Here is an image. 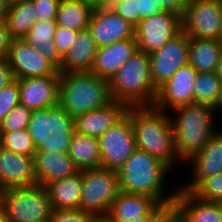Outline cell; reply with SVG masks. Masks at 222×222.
<instances>
[{
	"mask_svg": "<svg viewBox=\"0 0 222 222\" xmlns=\"http://www.w3.org/2000/svg\"><path fill=\"white\" fill-rule=\"evenodd\" d=\"M137 51L135 38L99 47L90 72L109 81Z\"/></svg>",
	"mask_w": 222,
	"mask_h": 222,
	"instance_id": "20",
	"label": "cell"
},
{
	"mask_svg": "<svg viewBox=\"0 0 222 222\" xmlns=\"http://www.w3.org/2000/svg\"><path fill=\"white\" fill-rule=\"evenodd\" d=\"M219 204H220V207H221V209H222V200L219 202Z\"/></svg>",
	"mask_w": 222,
	"mask_h": 222,
	"instance_id": "55",
	"label": "cell"
},
{
	"mask_svg": "<svg viewBox=\"0 0 222 222\" xmlns=\"http://www.w3.org/2000/svg\"><path fill=\"white\" fill-rule=\"evenodd\" d=\"M96 2L97 4H106L109 0H91Z\"/></svg>",
	"mask_w": 222,
	"mask_h": 222,
	"instance_id": "50",
	"label": "cell"
},
{
	"mask_svg": "<svg viewBox=\"0 0 222 222\" xmlns=\"http://www.w3.org/2000/svg\"><path fill=\"white\" fill-rule=\"evenodd\" d=\"M13 37L9 33L6 22H0V58H6L9 55Z\"/></svg>",
	"mask_w": 222,
	"mask_h": 222,
	"instance_id": "42",
	"label": "cell"
},
{
	"mask_svg": "<svg viewBox=\"0 0 222 222\" xmlns=\"http://www.w3.org/2000/svg\"><path fill=\"white\" fill-rule=\"evenodd\" d=\"M68 155L79 170L101 166V150L98 138L75 131L71 138Z\"/></svg>",
	"mask_w": 222,
	"mask_h": 222,
	"instance_id": "29",
	"label": "cell"
},
{
	"mask_svg": "<svg viewBox=\"0 0 222 222\" xmlns=\"http://www.w3.org/2000/svg\"><path fill=\"white\" fill-rule=\"evenodd\" d=\"M60 75L18 80L20 104L31 111L58 105Z\"/></svg>",
	"mask_w": 222,
	"mask_h": 222,
	"instance_id": "16",
	"label": "cell"
},
{
	"mask_svg": "<svg viewBox=\"0 0 222 222\" xmlns=\"http://www.w3.org/2000/svg\"><path fill=\"white\" fill-rule=\"evenodd\" d=\"M78 32L58 26L53 36L54 45L64 57L77 38Z\"/></svg>",
	"mask_w": 222,
	"mask_h": 222,
	"instance_id": "39",
	"label": "cell"
},
{
	"mask_svg": "<svg viewBox=\"0 0 222 222\" xmlns=\"http://www.w3.org/2000/svg\"><path fill=\"white\" fill-rule=\"evenodd\" d=\"M89 222H113L108 215L92 216Z\"/></svg>",
	"mask_w": 222,
	"mask_h": 222,
	"instance_id": "47",
	"label": "cell"
},
{
	"mask_svg": "<svg viewBox=\"0 0 222 222\" xmlns=\"http://www.w3.org/2000/svg\"><path fill=\"white\" fill-rule=\"evenodd\" d=\"M8 1L12 4V3L19 2V1H22V0H8Z\"/></svg>",
	"mask_w": 222,
	"mask_h": 222,
	"instance_id": "53",
	"label": "cell"
},
{
	"mask_svg": "<svg viewBox=\"0 0 222 222\" xmlns=\"http://www.w3.org/2000/svg\"><path fill=\"white\" fill-rule=\"evenodd\" d=\"M120 192L118 173L106 168L82 170L80 210L96 215H108Z\"/></svg>",
	"mask_w": 222,
	"mask_h": 222,
	"instance_id": "8",
	"label": "cell"
},
{
	"mask_svg": "<svg viewBox=\"0 0 222 222\" xmlns=\"http://www.w3.org/2000/svg\"><path fill=\"white\" fill-rule=\"evenodd\" d=\"M10 5L11 3L8 0H0V22L6 20Z\"/></svg>",
	"mask_w": 222,
	"mask_h": 222,
	"instance_id": "45",
	"label": "cell"
},
{
	"mask_svg": "<svg viewBox=\"0 0 222 222\" xmlns=\"http://www.w3.org/2000/svg\"><path fill=\"white\" fill-rule=\"evenodd\" d=\"M58 25L56 20L36 21L32 28L21 39L27 44L35 46L41 54L58 71L61 68L63 57L54 45L53 36Z\"/></svg>",
	"mask_w": 222,
	"mask_h": 222,
	"instance_id": "26",
	"label": "cell"
},
{
	"mask_svg": "<svg viewBox=\"0 0 222 222\" xmlns=\"http://www.w3.org/2000/svg\"><path fill=\"white\" fill-rule=\"evenodd\" d=\"M113 101L127 106H153L158 89L150 75L149 54L138 50L109 80Z\"/></svg>",
	"mask_w": 222,
	"mask_h": 222,
	"instance_id": "5",
	"label": "cell"
},
{
	"mask_svg": "<svg viewBox=\"0 0 222 222\" xmlns=\"http://www.w3.org/2000/svg\"><path fill=\"white\" fill-rule=\"evenodd\" d=\"M20 104V92L18 79H13L0 90V123L9 112Z\"/></svg>",
	"mask_w": 222,
	"mask_h": 222,
	"instance_id": "35",
	"label": "cell"
},
{
	"mask_svg": "<svg viewBox=\"0 0 222 222\" xmlns=\"http://www.w3.org/2000/svg\"><path fill=\"white\" fill-rule=\"evenodd\" d=\"M182 32V17L175 13H162L143 18L135 27L138 50L151 54Z\"/></svg>",
	"mask_w": 222,
	"mask_h": 222,
	"instance_id": "11",
	"label": "cell"
},
{
	"mask_svg": "<svg viewBox=\"0 0 222 222\" xmlns=\"http://www.w3.org/2000/svg\"><path fill=\"white\" fill-rule=\"evenodd\" d=\"M14 79L9 62L6 58H0V90Z\"/></svg>",
	"mask_w": 222,
	"mask_h": 222,
	"instance_id": "44",
	"label": "cell"
},
{
	"mask_svg": "<svg viewBox=\"0 0 222 222\" xmlns=\"http://www.w3.org/2000/svg\"><path fill=\"white\" fill-rule=\"evenodd\" d=\"M0 146L21 155L34 156V146L27 129L14 132H0Z\"/></svg>",
	"mask_w": 222,
	"mask_h": 222,
	"instance_id": "32",
	"label": "cell"
},
{
	"mask_svg": "<svg viewBox=\"0 0 222 222\" xmlns=\"http://www.w3.org/2000/svg\"><path fill=\"white\" fill-rule=\"evenodd\" d=\"M221 54V40L190 38L189 64L192 65L197 72H215Z\"/></svg>",
	"mask_w": 222,
	"mask_h": 222,
	"instance_id": "27",
	"label": "cell"
},
{
	"mask_svg": "<svg viewBox=\"0 0 222 222\" xmlns=\"http://www.w3.org/2000/svg\"><path fill=\"white\" fill-rule=\"evenodd\" d=\"M188 0H161L165 11H169L183 17Z\"/></svg>",
	"mask_w": 222,
	"mask_h": 222,
	"instance_id": "43",
	"label": "cell"
},
{
	"mask_svg": "<svg viewBox=\"0 0 222 222\" xmlns=\"http://www.w3.org/2000/svg\"><path fill=\"white\" fill-rule=\"evenodd\" d=\"M34 169L37 184H47L71 176L79 171L68 153L36 151Z\"/></svg>",
	"mask_w": 222,
	"mask_h": 222,
	"instance_id": "22",
	"label": "cell"
},
{
	"mask_svg": "<svg viewBox=\"0 0 222 222\" xmlns=\"http://www.w3.org/2000/svg\"><path fill=\"white\" fill-rule=\"evenodd\" d=\"M0 222H8L5 209L1 202H0Z\"/></svg>",
	"mask_w": 222,
	"mask_h": 222,
	"instance_id": "49",
	"label": "cell"
},
{
	"mask_svg": "<svg viewBox=\"0 0 222 222\" xmlns=\"http://www.w3.org/2000/svg\"><path fill=\"white\" fill-rule=\"evenodd\" d=\"M31 112L26 106L18 104L0 123V132H14L27 129Z\"/></svg>",
	"mask_w": 222,
	"mask_h": 222,
	"instance_id": "34",
	"label": "cell"
},
{
	"mask_svg": "<svg viewBox=\"0 0 222 222\" xmlns=\"http://www.w3.org/2000/svg\"><path fill=\"white\" fill-rule=\"evenodd\" d=\"M101 166L117 172L136 150L135 134L130 117L125 114L99 138Z\"/></svg>",
	"mask_w": 222,
	"mask_h": 222,
	"instance_id": "9",
	"label": "cell"
},
{
	"mask_svg": "<svg viewBox=\"0 0 222 222\" xmlns=\"http://www.w3.org/2000/svg\"><path fill=\"white\" fill-rule=\"evenodd\" d=\"M190 38L183 31L161 49L149 54L150 75L159 89L182 66L189 64Z\"/></svg>",
	"mask_w": 222,
	"mask_h": 222,
	"instance_id": "12",
	"label": "cell"
},
{
	"mask_svg": "<svg viewBox=\"0 0 222 222\" xmlns=\"http://www.w3.org/2000/svg\"><path fill=\"white\" fill-rule=\"evenodd\" d=\"M174 203H159L150 213L131 222H168L173 217Z\"/></svg>",
	"mask_w": 222,
	"mask_h": 222,
	"instance_id": "37",
	"label": "cell"
},
{
	"mask_svg": "<svg viewBox=\"0 0 222 222\" xmlns=\"http://www.w3.org/2000/svg\"><path fill=\"white\" fill-rule=\"evenodd\" d=\"M161 0H139V22L146 17L164 12Z\"/></svg>",
	"mask_w": 222,
	"mask_h": 222,
	"instance_id": "41",
	"label": "cell"
},
{
	"mask_svg": "<svg viewBox=\"0 0 222 222\" xmlns=\"http://www.w3.org/2000/svg\"><path fill=\"white\" fill-rule=\"evenodd\" d=\"M212 109L214 110V112H218L222 110V83L220 85V90L218 92V96H217V99L214 103V105L212 106Z\"/></svg>",
	"mask_w": 222,
	"mask_h": 222,
	"instance_id": "46",
	"label": "cell"
},
{
	"mask_svg": "<svg viewBox=\"0 0 222 222\" xmlns=\"http://www.w3.org/2000/svg\"><path fill=\"white\" fill-rule=\"evenodd\" d=\"M37 21V13L32 0L12 3L6 17V25L13 38H22Z\"/></svg>",
	"mask_w": 222,
	"mask_h": 222,
	"instance_id": "30",
	"label": "cell"
},
{
	"mask_svg": "<svg viewBox=\"0 0 222 222\" xmlns=\"http://www.w3.org/2000/svg\"><path fill=\"white\" fill-rule=\"evenodd\" d=\"M88 29L97 47L135 38V27L117 15L107 4H97Z\"/></svg>",
	"mask_w": 222,
	"mask_h": 222,
	"instance_id": "14",
	"label": "cell"
},
{
	"mask_svg": "<svg viewBox=\"0 0 222 222\" xmlns=\"http://www.w3.org/2000/svg\"><path fill=\"white\" fill-rule=\"evenodd\" d=\"M40 222H51V221H50V219H49V220H46V221H40Z\"/></svg>",
	"mask_w": 222,
	"mask_h": 222,
	"instance_id": "56",
	"label": "cell"
},
{
	"mask_svg": "<svg viewBox=\"0 0 222 222\" xmlns=\"http://www.w3.org/2000/svg\"><path fill=\"white\" fill-rule=\"evenodd\" d=\"M136 149L161 159L171 168L180 160L175 149L171 115L153 106H128ZM175 162V163H174Z\"/></svg>",
	"mask_w": 222,
	"mask_h": 222,
	"instance_id": "1",
	"label": "cell"
},
{
	"mask_svg": "<svg viewBox=\"0 0 222 222\" xmlns=\"http://www.w3.org/2000/svg\"><path fill=\"white\" fill-rule=\"evenodd\" d=\"M53 210H80L82 170L45 186Z\"/></svg>",
	"mask_w": 222,
	"mask_h": 222,
	"instance_id": "25",
	"label": "cell"
},
{
	"mask_svg": "<svg viewBox=\"0 0 222 222\" xmlns=\"http://www.w3.org/2000/svg\"><path fill=\"white\" fill-rule=\"evenodd\" d=\"M1 198H2V189L0 188V202H1Z\"/></svg>",
	"mask_w": 222,
	"mask_h": 222,
	"instance_id": "54",
	"label": "cell"
},
{
	"mask_svg": "<svg viewBox=\"0 0 222 222\" xmlns=\"http://www.w3.org/2000/svg\"><path fill=\"white\" fill-rule=\"evenodd\" d=\"M197 73L190 64L180 67L158 89L154 106L159 110L169 112L179 106L193 104V88Z\"/></svg>",
	"mask_w": 222,
	"mask_h": 222,
	"instance_id": "15",
	"label": "cell"
},
{
	"mask_svg": "<svg viewBox=\"0 0 222 222\" xmlns=\"http://www.w3.org/2000/svg\"><path fill=\"white\" fill-rule=\"evenodd\" d=\"M221 80L215 72H198L193 88V104L213 106L220 90Z\"/></svg>",
	"mask_w": 222,
	"mask_h": 222,
	"instance_id": "31",
	"label": "cell"
},
{
	"mask_svg": "<svg viewBox=\"0 0 222 222\" xmlns=\"http://www.w3.org/2000/svg\"><path fill=\"white\" fill-rule=\"evenodd\" d=\"M37 185L34 156L8 151L0 146V188Z\"/></svg>",
	"mask_w": 222,
	"mask_h": 222,
	"instance_id": "18",
	"label": "cell"
},
{
	"mask_svg": "<svg viewBox=\"0 0 222 222\" xmlns=\"http://www.w3.org/2000/svg\"><path fill=\"white\" fill-rule=\"evenodd\" d=\"M91 214L83 210H53L51 222H89Z\"/></svg>",
	"mask_w": 222,
	"mask_h": 222,
	"instance_id": "40",
	"label": "cell"
},
{
	"mask_svg": "<svg viewBox=\"0 0 222 222\" xmlns=\"http://www.w3.org/2000/svg\"><path fill=\"white\" fill-rule=\"evenodd\" d=\"M191 193L204 201L219 203L222 200V172L205 178Z\"/></svg>",
	"mask_w": 222,
	"mask_h": 222,
	"instance_id": "33",
	"label": "cell"
},
{
	"mask_svg": "<svg viewBox=\"0 0 222 222\" xmlns=\"http://www.w3.org/2000/svg\"><path fill=\"white\" fill-rule=\"evenodd\" d=\"M220 40L222 41V11H221V31H220Z\"/></svg>",
	"mask_w": 222,
	"mask_h": 222,
	"instance_id": "51",
	"label": "cell"
},
{
	"mask_svg": "<svg viewBox=\"0 0 222 222\" xmlns=\"http://www.w3.org/2000/svg\"><path fill=\"white\" fill-rule=\"evenodd\" d=\"M1 203L8 222L46 221L53 213L47 190L39 184L2 190Z\"/></svg>",
	"mask_w": 222,
	"mask_h": 222,
	"instance_id": "7",
	"label": "cell"
},
{
	"mask_svg": "<svg viewBox=\"0 0 222 222\" xmlns=\"http://www.w3.org/2000/svg\"><path fill=\"white\" fill-rule=\"evenodd\" d=\"M98 47L88 28L80 30L77 38L63 57L60 74L90 72Z\"/></svg>",
	"mask_w": 222,
	"mask_h": 222,
	"instance_id": "23",
	"label": "cell"
},
{
	"mask_svg": "<svg viewBox=\"0 0 222 222\" xmlns=\"http://www.w3.org/2000/svg\"><path fill=\"white\" fill-rule=\"evenodd\" d=\"M173 216L178 222H222L219 203L199 199L189 191L177 189Z\"/></svg>",
	"mask_w": 222,
	"mask_h": 222,
	"instance_id": "19",
	"label": "cell"
},
{
	"mask_svg": "<svg viewBox=\"0 0 222 222\" xmlns=\"http://www.w3.org/2000/svg\"><path fill=\"white\" fill-rule=\"evenodd\" d=\"M113 102L109 81L92 72L60 74L58 104L72 118Z\"/></svg>",
	"mask_w": 222,
	"mask_h": 222,
	"instance_id": "4",
	"label": "cell"
},
{
	"mask_svg": "<svg viewBox=\"0 0 222 222\" xmlns=\"http://www.w3.org/2000/svg\"><path fill=\"white\" fill-rule=\"evenodd\" d=\"M106 4L134 27L139 24V0H109Z\"/></svg>",
	"mask_w": 222,
	"mask_h": 222,
	"instance_id": "36",
	"label": "cell"
},
{
	"mask_svg": "<svg viewBox=\"0 0 222 222\" xmlns=\"http://www.w3.org/2000/svg\"><path fill=\"white\" fill-rule=\"evenodd\" d=\"M36 151L68 153L75 119L58 104L31 112L27 126Z\"/></svg>",
	"mask_w": 222,
	"mask_h": 222,
	"instance_id": "6",
	"label": "cell"
},
{
	"mask_svg": "<svg viewBox=\"0 0 222 222\" xmlns=\"http://www.w3.org/2000/svg\"><path fill=\"white\" fill-rule=\"evenodd\" d=\"M96 2L91 0H62L57 12L58 26L79 32L88 28Z\"/></svg>",
	"mask_w": 222,
	"mask_h": 222,
	"instance_id": "28",
	"label": "cell"
},
{
	"mask_svg": "<svg viewBox=\"0 0 222 222\" xmlns=\"http://www.w3.org/2000/svg\"><path fill=\"white\" fill-rule=\"evenodd\" d=\"M221 11L222 0H188L182 31L189 38L220 40Z\"/></svg>",
	"mask_w": 222,
	"mask_h": 222,
	"instance_id": "10",
	"label": "cell"
},
{
	"mask_svg": "<svg viewBox=\"0 0 222 222\" xmlns=\"http://www.w3.org/2000/svg\"><path fill=\"white\" fill-rule=\"evenodd\" d=\"M127 108L125 103L113 101L106 107L80 115L75 119V131L99 138L126 114Z\"/></svg>",
	"mask_w": 222,
	"mask_h": 222,
	"instance_id": "21",
	"label": "cell"
},
{
	"mask_svg": "<svg viewBox=\"0 0 222 222\" xmlns=\"http://www.w3.org/2000/svg\"><path fill=\"white\" fill-rule=\"evenodd\" d=\"M35 5L38 21L56 20L62 0H32Z\"/></svg>",
	"mask_w": 222,
	"mask_h": 222,
	"instance_id": "38",
	"label": "cell"
},
{
	"mask_svg": "<svg viewBox=\"0 0 222 222\" xmlns=\"http://www.w3.org/2000/svg\"><path fill=\"white\" fill-rule=\"evenodd\" d=\"M170 169L161 159L136 149L117 171L120 191L153 197L159 203H174L177 190L163 193Z\"/></svg>",
	"mask_w": 222,
	"mask_h": 222,
	"instance_id": "2",
	"label": "cell"
},
{
	"mask_svg": "<svg viewBox=\"0 0 222 222\" xmlns=\"http://www.w3.org/2000/svg\"><path fill=\"white\" fill-rule=\"evenodd\" d=\"M215 73L218 76V78L221 80V83H222V54H221L220 60L217 64V68H216Z\"/></svg>",
	"mask_w": 222,
	"mask_h": 222,
	"instance_id": "48",
	"label": "cell"
},
{
	"mask_svg": "<svg viewBox=\"0 0 222 222\" xmlns=\"http://www.w3.org/2000/svg\"><path fill=\"white\" fill-rule=\"evenodd\" d=\"M222 129L209 140L201 151L194 154L187 162H191L192 175L190 182L181 185L180 189L192 192L205 178L222 172Z\"/></svg>",
	"mask_w": 222,
	"mask_h": 222,
	"instance_id": "17",
	"label": "cell"
},
{
	"mask_svg": "<svg viewBox=\"0 0 222 222\" xmlns=\"http://www.w3.org/2000/svg\"><path fill=\"white\" fill-rule=\"evenodd\" d=\"M159 202L146 195L119 192L108 216L113 222H131L150 213Z\"/></svg>",
	"mask_w": 222,
	"mask_h": 222,
	"instance_id": "24",
	"label": "cell"
},
{
	"mask_svg": "<svg viewBox=\"0 0 222 222\" xmlns=\"http://www.w3.org/2000/svg\"><path fill=\"white\" fill-rule=\"evenodd\" d=\"M172 111L176 114L170 118L176 153L180 162L186 163L219 131L213 122L216 113L206 104L183 105Z\"/></svg>",
	"mask_w": 222,
	"mask_h": 222,
	"instance_id": "3",
	"label": "cell"
},
{
	"mask_svg": "<svg viewBox=\"0 0 222 222\" xmlns=\"http://www.w3.org/2000/svg\"><path fill=\"white\" fill-rule=\"evenodd\" d=\"M168 222H178L176 218L173 216Z\"/></svg>",
	"mask_w": 222,
	"mask_h": 222,
	"instance_id": "52",
	"label": "cell"
},
{
	"mask_svg": "<svg viewBox=\"0 0 222 222\" xmlns=\"http://www.w3.org/2000/svg\"><path fill=\"white\" fill-rule=\"evenodd\" d=\"M13 77L25 79L60 75L35 46L27 44L21 38H13L7 57Z\"/></svg>",
	"mask_w": 222,
	"mask_h": 222,
	"instance_id": "13",
	"label": "cell"
}]
</instances>
